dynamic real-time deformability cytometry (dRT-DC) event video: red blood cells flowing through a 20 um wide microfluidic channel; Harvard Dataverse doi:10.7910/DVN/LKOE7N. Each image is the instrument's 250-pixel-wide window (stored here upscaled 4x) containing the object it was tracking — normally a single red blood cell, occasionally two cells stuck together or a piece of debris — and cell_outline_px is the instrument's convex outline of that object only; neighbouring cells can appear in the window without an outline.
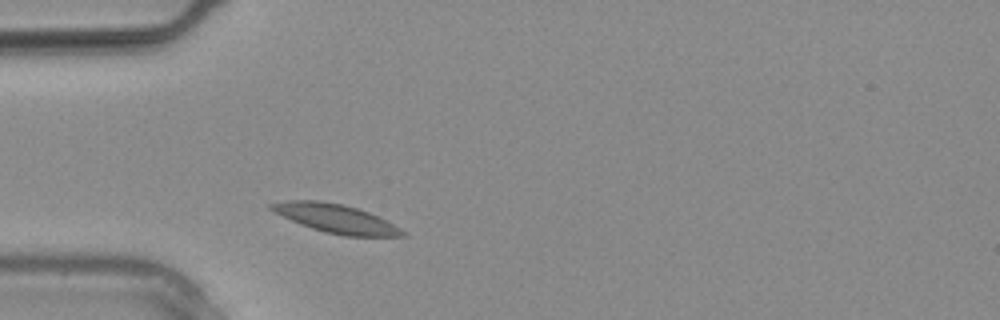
{"species": "common noctule bat (a hibernating species)", "species_latin": "Nyctalus noctula", "temperature_condition": "warm", "stored_images_in_passage": 6, "camera_frame_rate_fps": 3000, "um_per_image_px": 0.085, "animal": {"sex": "male", "body_mass_g": 20.4}, "frame": {"image": 1, "passage_image": 2, "time_ms": 0.333, "image_size_px": [1000, 320], "cell_outline_px": [[408, 236], [344, 236], [324, 232], [300, 224], [272, 212], [268, 208], [268, 204], [288, 200], [320, 200], [344, 204], [368, 212], [400, 228]], "centroid_in_image_um": [28.47, 18.56], "position_along_channel_um": 56.5, "area_um2": 21.85}}